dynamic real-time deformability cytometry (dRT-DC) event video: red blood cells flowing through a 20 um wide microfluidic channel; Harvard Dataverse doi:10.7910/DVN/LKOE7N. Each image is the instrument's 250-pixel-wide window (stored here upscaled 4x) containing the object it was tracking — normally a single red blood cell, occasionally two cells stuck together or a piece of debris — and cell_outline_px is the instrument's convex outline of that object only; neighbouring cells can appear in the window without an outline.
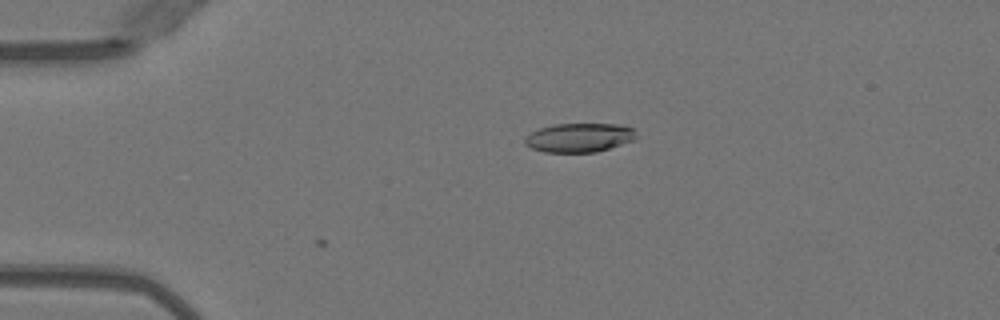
{"species": "Egyptian fruit bat (a non-hibernating species)", "species_latin": "Rousettus aegyptiacus", "temperature_condition": "warm", "stored_images_in_passage": 3, "camera_frame_rate_fps": 3000, "um_per_image_px": 0.085, "animal": {"sex": "female"}, "frame": {"image": 1, "passage_image": 3, "time_ms": 0.667, "image_size_px": [1000, 320], "cell_outline_px": [[636, 136], [632, 140], [596, 152], [544, 152], [532, 148], [524, 144], [524, 136], [540, 128], [552, 124], [620, 124], [632, 128]], "centroid_in_image_um": [49.17, 11.69], "position_along_channel_um": 35.8, "area_um2": 18.67}}